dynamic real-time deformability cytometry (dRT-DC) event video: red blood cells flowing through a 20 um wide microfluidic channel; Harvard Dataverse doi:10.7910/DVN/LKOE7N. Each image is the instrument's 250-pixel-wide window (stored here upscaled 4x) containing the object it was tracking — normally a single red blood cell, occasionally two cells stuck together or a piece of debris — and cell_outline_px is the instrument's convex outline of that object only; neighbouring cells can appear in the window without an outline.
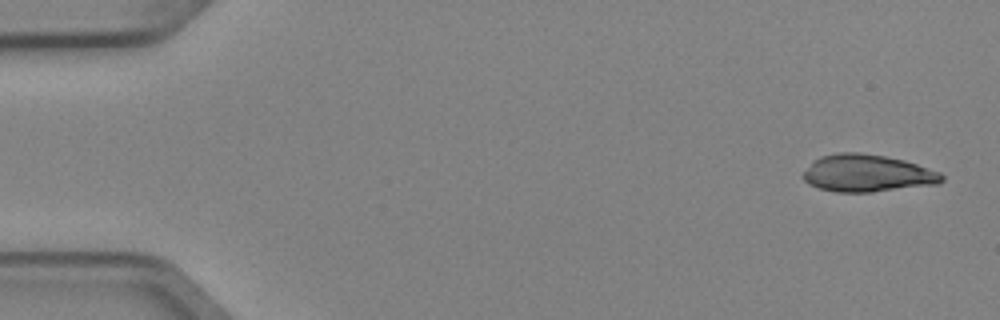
{"species": "Egyptian fruit bat (a non-hibernating species)", "species_latin": "Rousettus aegyptiacus", "temperature_condition": "cold", "stored_images_in_passage": 5, "camera_frame_rate_fps": 3000, "um_per_image_px": 0.085, "animal": {"sex": "female"}, "frame": {"image": 1, "passage_image": 1, "time_ms": 0.0, "image_size_px": [1000, 320], "cell_outline_px": [[944, 180], [940, 184], [872, 192], [836, 192], [820, 188], [808, 184], [804, 180], [804, 172], [812, 160], [820, 156], [836, 152], [860, 152], [884, 156], [904, 160], [940, 172], [944, 176]], "centroid_in_image_um": [73.72, 14.72], "position_along_channel_um": 11.3, "area_um2": 30.29}}
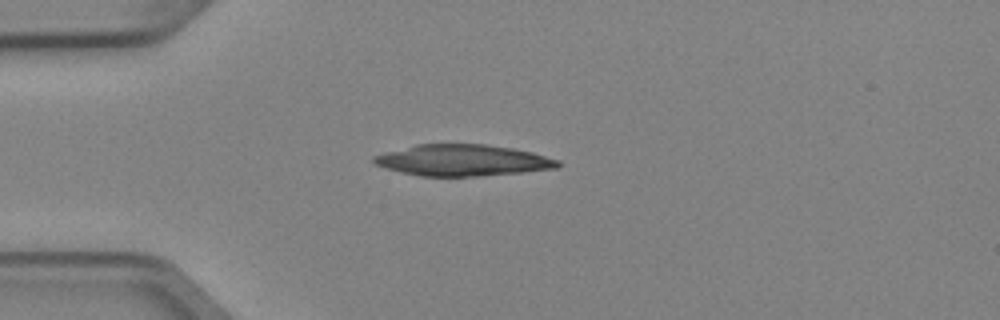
{"frame": {"image": 2, "passage_image": 4, "time_ms": 1.0, "image_size_px": [1000, 320], "cell_outline_px": [[560, 168], [520, 172], [476, 176], [420, 176], [400, 172], [376, 164], [372, 160], [372, 156], [384, 152], [416, 144], [484, 144], [512, 148], [532, 152], [560, 160]], "centroid_in_image_um": [39.33, 13.62], "position_along_channel_um": 45.7, "area_um2": 33.52}}